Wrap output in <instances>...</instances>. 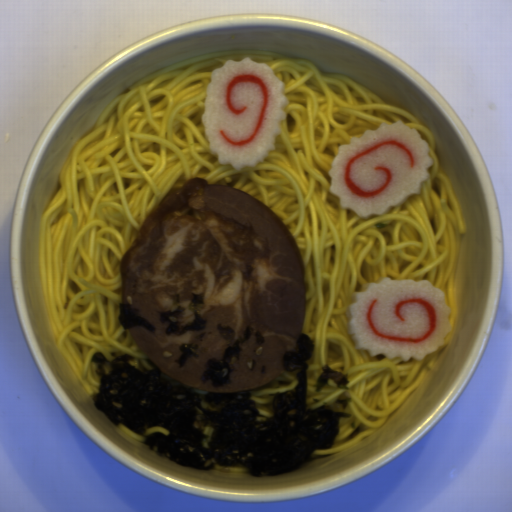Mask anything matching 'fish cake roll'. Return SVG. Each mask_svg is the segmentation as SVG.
Segmentation results:
<instances>
[{"label": "fish cake roll", "mask_w": 512, "mask_h": 512, "mask_svg": "<svg viewBox=\"0 0 512 512\" xmlns=\"http://www.w3.org/2000/svg\"><path fill=\"white\" fill-rule=\"evenodd\" d=\"M284 89L272 67L250 57L213 69L200 122L218 164L238 171L267 158L282 133L288 104Z\"/></svg>", "instance_id": "fish-cake-roll-1"}, {"label": "fish cake roll", "mask_w": 512, "mask_h": 512, "mask_svg": "<svg viewBox=\"0 0 512 512\" xmlns=\"http://www.w3.org/2000/svg\"><path fill=\"white\" fill-rule=\"evenodd\" d=\"M433 158L422 134L404 122L379 124L339 146L329 172L330 195L359 219L385 215L419 192Z\"/></svg>", "instance_id": "fish-cake-roll-2"}, {"label": "fish cake roll", "mask_w": 512, "mask_h": 512, "mask_svg": "<svg viewBox=\"0 0 512 512\" xmlns=\"http://www.w3.org/2000/svg\"><path fill=\"white\" fill-rule=\"evenodd\" d=\"M352 298L345 313L350 337L374 357L421 361L452 331L446 294L427 279L384 277Z\"/></svg>", "instance_id": "fish-cake-roll-3"}]
</instances>
